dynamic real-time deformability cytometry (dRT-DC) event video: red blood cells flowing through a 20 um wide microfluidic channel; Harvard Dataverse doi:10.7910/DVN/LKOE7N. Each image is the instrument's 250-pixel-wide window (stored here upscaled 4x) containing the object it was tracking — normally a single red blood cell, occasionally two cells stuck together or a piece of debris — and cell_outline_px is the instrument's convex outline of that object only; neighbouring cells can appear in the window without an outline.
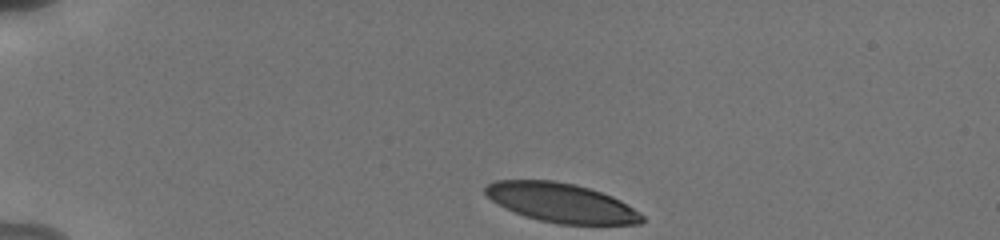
{"species": "human", "species_latin": "Homo sapiens", "temperature_condition": "cold", "stored_images_in_passage": 37, "camera_frame_rate_fps": 3000, "um_per_image_px": 0.085, "donor": {"sex": "male"}, "frame": {"image": 1, "passage_image": 1, "time_ms": 0.0, "image_size_px": [1000, 240], "cell_outline_px": [[644, 220], [640, 224], [560, 224], [540, 220], [524, 216], [504, 208], [492, 200], [484, 192], [484, 188], [488, 184], [496, 180], [552, 180], [576, 184], [612, 196], [620, 200], [640, 212], [644, 216]], "centroid_in_image_um": [47.71, 17.23], "position_along_channel_um": 37.3, "area_um2": 35.72}}
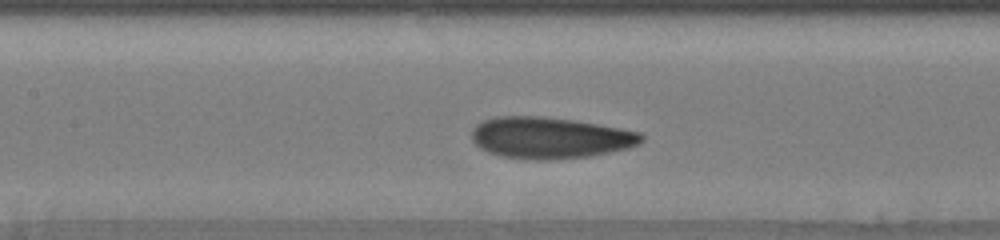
{"frame": {"image": 2, "passage_image": 16, "time_ms": 5.0, "image_size_px": [1000, 240], "cell_outline_px": [[644, 140], [640, 144], [628, 148], [592, 156], [548, 160], [536, 160], [500, 156], [488, 152], [480, 148], [472, 140], [472, 128], [476, 124], [484, 120], [496, 116], [540, 116], [572, 120], [620, 128], [640, 132], [644, 136]], "centroid_in_image_um": [46.74, 11.71], "position_along_channel_um": 160.7, "area_um2": 41.1}}
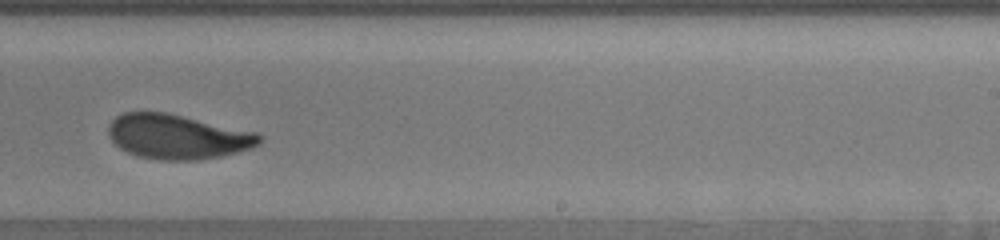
{"frame": {"image": 3, "passage_image": 25, "time_ms": 8.0, "image_size_px": [1000, 240], "cell_outline_px": [[264, 140], [260, 144], [252, 148], [220, 156], [196, 160], [156, 160], [136, 156], [120, 148], [108, 136], [108, 128], [112, 120], [116, 116], [124, 112], [168, 112], [260, 132], [264, 136]], "centroid_in_image_um": [15.15, 11.61], "position_along_channel_um": 273.9, "area_um2": 39.88}, "authors_computed_cell_mechanics": {"area_um2": 39.882, "velocity_mm_per_s": 3.7977, "shape_relaxation_time_tau1_ms": 3.8039, "shape_relaxation_time_tau2_ms": 1.3299, "deformation_change_tau1": 0.159, "deformation_change_tau2": 0.0792}}